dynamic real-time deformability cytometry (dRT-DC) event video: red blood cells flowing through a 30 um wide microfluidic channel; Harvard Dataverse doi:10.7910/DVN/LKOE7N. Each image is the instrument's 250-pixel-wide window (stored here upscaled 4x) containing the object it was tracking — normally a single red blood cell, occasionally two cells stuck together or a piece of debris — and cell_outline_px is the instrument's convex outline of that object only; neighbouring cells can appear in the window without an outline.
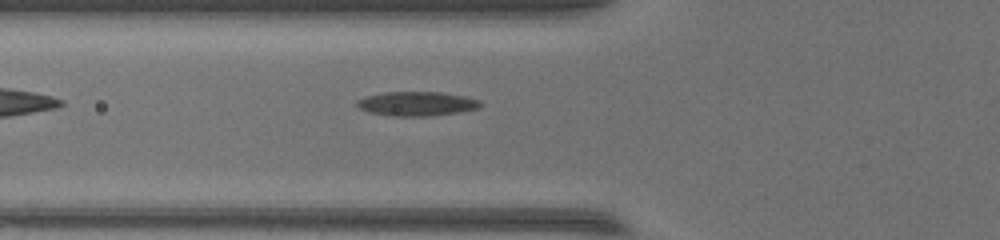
{"species": "common noctule bat (a hibernating species)", "species_latin": "Nyctalus noctula", "temperature_condition": "warm", "stored_images_in_passage": 39, "camera_frame_rate_fps": 3000, "um_per_image_px": 0.085, "animal": {"sex": "female", "body_mass_g": 17.0, "forearm_length_mm": 48.0}, "frame": {"image": 1, "passage_image": 6, "time_ms": 1.667, "image_size_px": [1000, 240], "cell_outline_px": [[484, 104], [480, 108], [456, 112], [428, 116], [388, 116], [368, 112], [360, 108], [356, 104], [356, 100], [364, 96], [384, 92], [440, 92], [468, 96], [480, 100]], "centroid_in_image_um": [35.43, 8.81], "position_along_channel_um": 90.4, "area_um2": 17.69}}
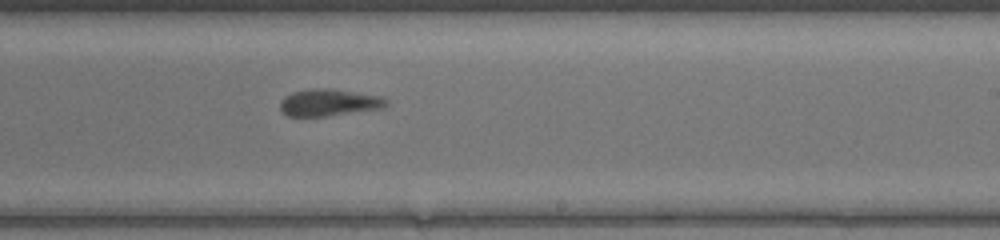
{"frame": {"image": 2, "passage_image": 19, "time_ms": 6.0, "image_size_px": [1000, 240], "cell_outline_px": [[388, 104], [384, 108], [328, 116], [288, 116], [280, 112], [280, 100], [284, 96], [292, 92], [312, 88], [332, 88], [380, 96], [388, 100]], "centroid_in_image_um": [27.94, 8.71], "position_along_channel_um": 261.1, "area_um2": 16.94}}
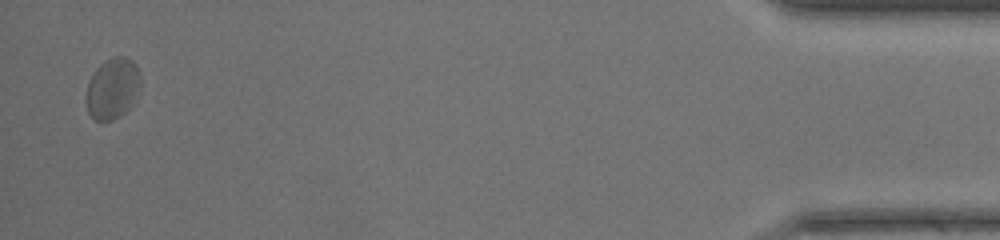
{"frame": {"image": 3, "passage_image": 38, "time_ms": 12.333, "image_size_px": [1000, 240], "cell_outline_px": [[140, 84], [136, 100], [120, 116], [112, 120], [96, 120], [88, 112], [84, 100], [88, 84], [96, 68], [104, 60], [112, 56], [128, 56], [136, 64], [140, 72]], "centroid_in_image_um": [9.57, 7.49], "position_along_channel_um": 425.6, "area_um2": 19.59}}